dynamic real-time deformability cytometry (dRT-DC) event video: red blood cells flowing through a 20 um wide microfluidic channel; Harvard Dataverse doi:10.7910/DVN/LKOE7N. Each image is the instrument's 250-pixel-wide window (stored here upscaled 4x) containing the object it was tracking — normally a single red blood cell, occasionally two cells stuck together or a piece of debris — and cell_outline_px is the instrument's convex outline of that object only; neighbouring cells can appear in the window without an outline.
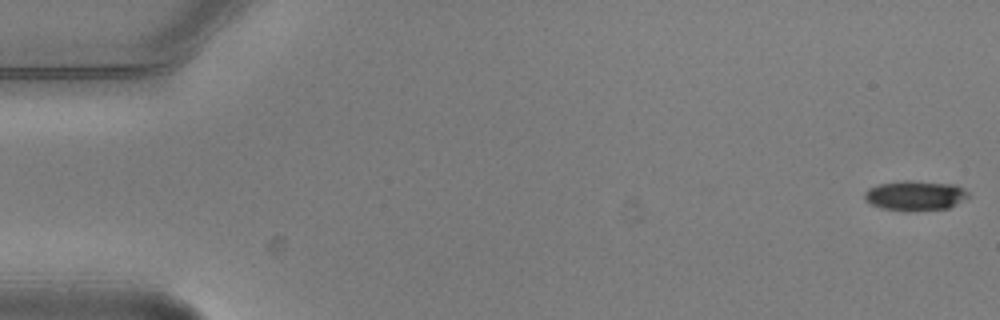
{"species": "common noctule bat (a hibernating species)", "species_latin": "Nyctalus noctula", "temperature_condition": "warm", "stored_images_in_passage": 6, "camera_frame_rate_fps": 3000, "um_per_image_px": 0.085, "animal": {"sex": "male", "body_mass_g": 20.5, "forearm_length_mm": 52.5}, "frame": {"image": 1, "passage_image": 1, "time_ms": 0.0, "image_size_px": [1000, 320], "cell_outline_px": [[972, 196], [948, 208], [908, 212], [880, 208], [864, 200], [864, 192], [868, 188], [880, 184], [904, 180], [908, 180], [956, 184], [964, 188]], "centroid_in_image_um": [77.81, 16.63], "position_along_channel_um": 7.2, "area_um2": 18.44}}
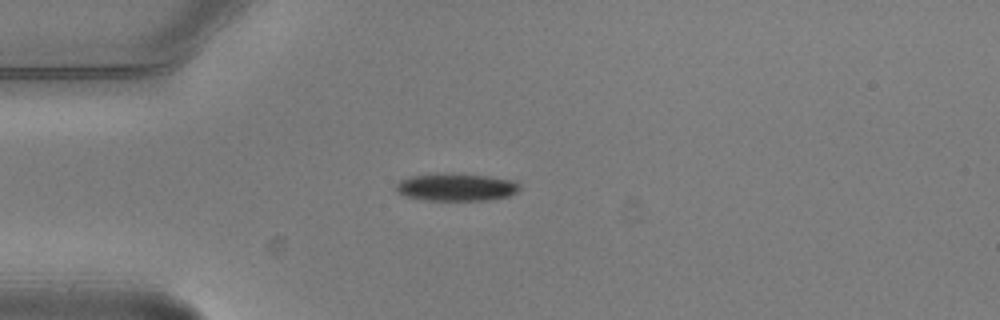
{"frame": {"image": 2, "passage_image": 5, "time_ms": 1.333, "image_size_px": [1000, 320], "cell_outline_px": [[520, 188], [516, 192], [508, 196], [488, 200], [424, 200], [404, 196], [396, 192], [396, 184], [400, 180], [412, 176], [448, 172], [488, 176], [516, 180], [520, 184]], "centroid_in_image_um": [38.78, 15.9], "position_along_channel_um": 46.2, "area_um2": 20.11}}